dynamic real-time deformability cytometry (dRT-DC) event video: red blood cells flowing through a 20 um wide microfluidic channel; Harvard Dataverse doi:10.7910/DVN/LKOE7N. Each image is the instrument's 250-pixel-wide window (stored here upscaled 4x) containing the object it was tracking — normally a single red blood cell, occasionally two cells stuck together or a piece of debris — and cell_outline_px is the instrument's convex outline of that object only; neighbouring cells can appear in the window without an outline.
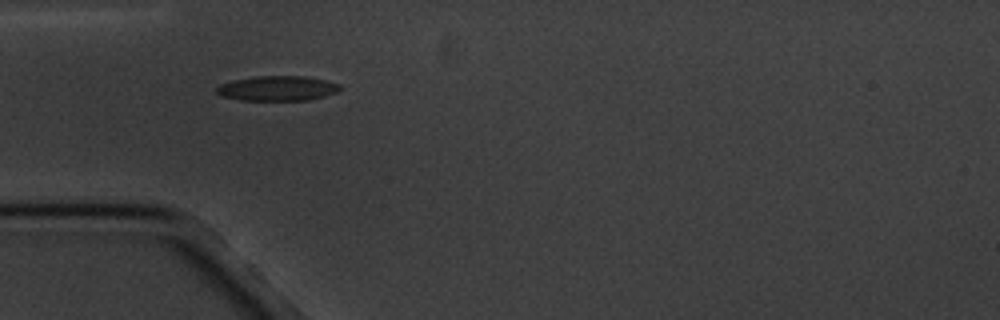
{"species": "common noctule bat (a hibernating species)", "species_latin": "Nyctalus noctula", "temperature_condition": "cold", "stored_images_in_passage": 3, "camera_frame_rate_fps": 3000, "um_per_image_px": 0.085, "animal": {"sex": "male", "body_mass_g": 20.1, "forearm_length_mm": 53.5}, "frame": {"image": 1, "passage_image": 1, "time_ms": 0.0, "image_size_px": [1000, 320], "cell_outline_px": [[340, 88], [336, 92], [324, 96], [308, 100], [240, 100], [220, 96], [216, 92], [216, 88], [220, 84], [232, 80], [252, 76], [304, 76], [324, 80], [340, 84]], "centroid_in_image_um": [23.52, 7.5], "position_along_channel_um": 61.5, "area_um2": 17.92}}
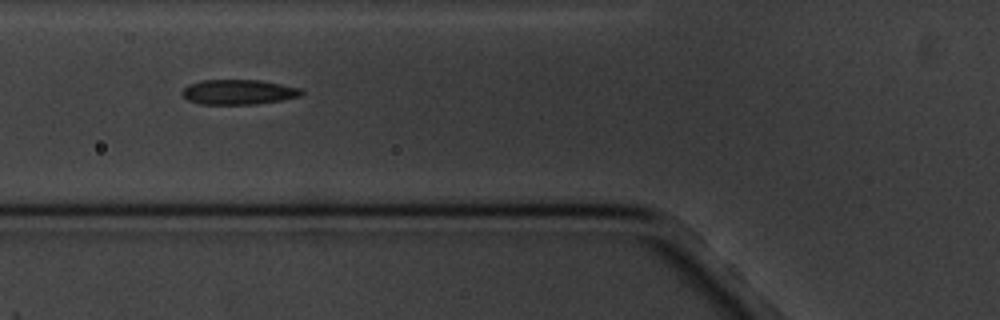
{"frame": {"image": 2, "passage_image": 2, "time_ms": 1.333, "image_size_px": [1000, 320], "cell_outline_px": [[304, 96], [256, 104], [200, 104], [188, 100], [180, 92], [188, 84], [204, 80], [260, 80], [300, 88], [304, 92]], "centroid_in_image_um": [20.28, 7.82], "position_along_channel_um": 105.5, "area_um2": 17.34}}
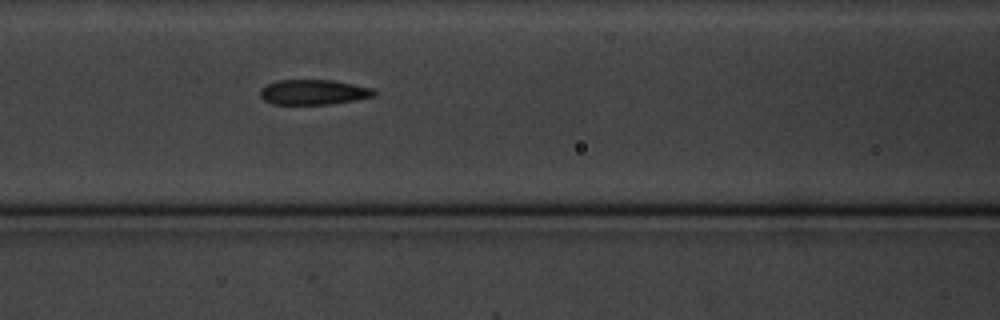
{"frame": {"image": 3, "passage_image": 3, "time_ms": 2.333, "image_size_px": [1000, 320], "cell_outline_px": [[376, 96], [332, 104], [272, 104], [264, 100], [260, 96], [260, 88], [276, 80], [332, 80], [372, 88], [376, 92]], "centroid_in_image_um": [26.63, 7.83], "position_along_channel_um": 140.0, "area_um2": 16.65}}